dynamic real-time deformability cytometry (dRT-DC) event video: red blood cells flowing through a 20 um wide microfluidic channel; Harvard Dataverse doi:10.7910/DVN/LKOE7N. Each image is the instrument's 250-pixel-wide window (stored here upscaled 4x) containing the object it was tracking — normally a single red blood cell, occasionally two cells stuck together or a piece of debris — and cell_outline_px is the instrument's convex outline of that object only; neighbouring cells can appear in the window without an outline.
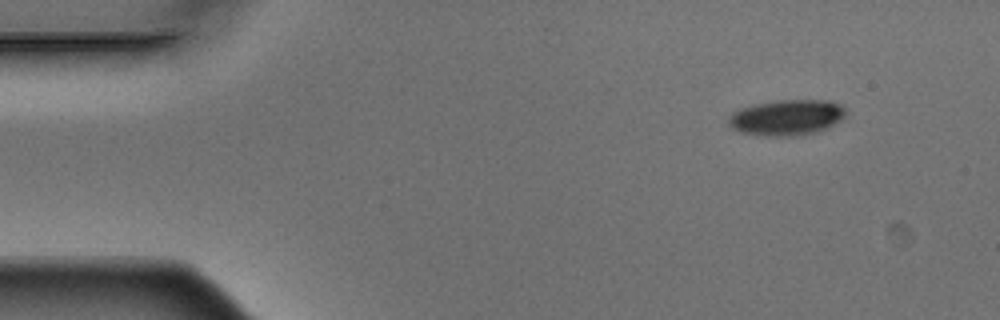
{"species": "Egyptian fruit bat (a non-hibernating species)", "species_latin": "Rousettus aegyptiacus", "temperature_condition": "warm", "stored_images_in_passage": 3, "camera_frame_rate_fps": 3000, "um_per_image_px": 0.085, "animal": {"sex": "male"}, "frame": {"image": 1, "passage_image": 1, "time_ms": 0.0, "image_size_px": [1000, 320], "cell_outline_px": [[848, 112], [840, 120], [816, 132], [796, 136], [768, 136], [740, 132], [732, 128], [728, 124], [728, 120], [732, 112], [740, 108], [756, 104], [776, 100], [828, 100], [840, 104]], "centroid_in_image_um": [66.85, 9.98], "position_along_channel_um": 18.1, "area_um2": 24.33}}